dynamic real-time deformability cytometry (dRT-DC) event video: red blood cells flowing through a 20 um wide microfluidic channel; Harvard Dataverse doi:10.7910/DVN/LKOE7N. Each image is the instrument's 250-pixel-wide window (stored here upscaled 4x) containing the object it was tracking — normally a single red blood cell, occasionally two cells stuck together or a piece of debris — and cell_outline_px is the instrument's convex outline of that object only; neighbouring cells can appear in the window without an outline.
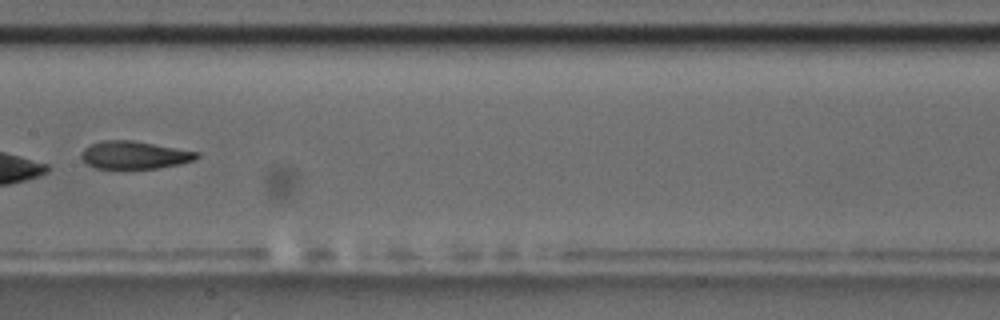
{"species": "common noctule bat (a hibernating species)", "species_latin": "Nyctalus noctula", "temperature_condition": "room temperature", "stored_images_in_passage": 7, "camera_frame_rate_fps": 3000, "um_per_image_px": 0.085, "animal": {"sex": "male", "body_mass_g": 17.5, "forearm_length_mm": 52.3}, "frame": {"image": 1, "passage_image": 5, "time_ms": 4.667, "image_size_px": [1000, 320], "cell_outline_px": [[200, 156], [196, 160], [180, 164], [156, 168], [96, 168], [88, 164], [80, 156], [80, 152], [84, 148], [100, 140], [132, 140], [200, 152]], "centroid_in_image_um": [11.45, 13.17], "position_along_channel_um": 196.0, "area_um2": 18.67}}
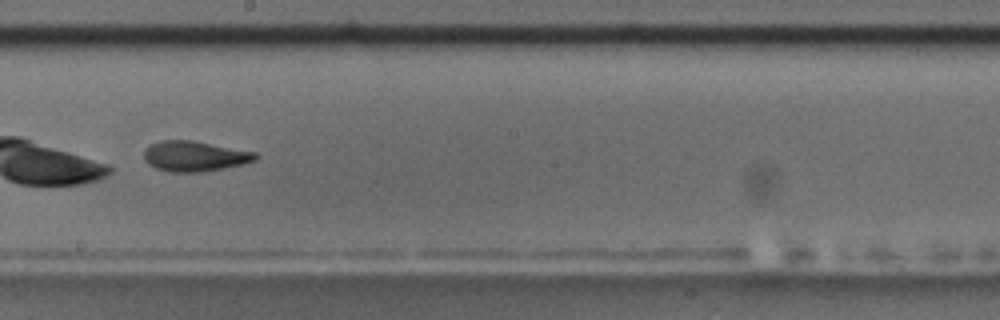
{"frame": {"image": 2, "passage_image": 6, "time_ms": 5.667, "image_size_px": [1000, 320], "cell_outline_px": [[256, 160], [244, 164], [204, 172], [168, 172], [156, 168], [148, 164], [144, 160], [144, 148], [148, 144], [160, 140], [192, 140], [256, 152]], "centroid_in_image_um": [16.5, 13.27], "position_along_channel_um": 231.7, "area_um2": 19.94}}